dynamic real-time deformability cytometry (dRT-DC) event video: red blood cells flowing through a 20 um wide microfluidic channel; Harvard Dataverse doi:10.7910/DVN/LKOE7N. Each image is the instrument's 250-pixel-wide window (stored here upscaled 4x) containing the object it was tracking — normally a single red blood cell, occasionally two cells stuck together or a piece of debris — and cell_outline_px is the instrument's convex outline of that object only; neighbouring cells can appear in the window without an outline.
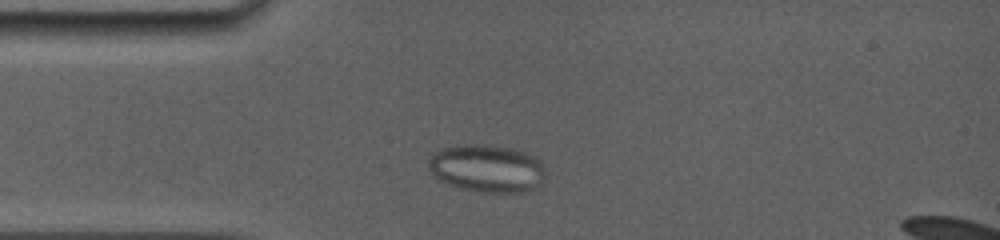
{"species": "common noctule bat (a hibernating species)", "species_latin": "Nyctalus noctula", "temperature_condition": "room temperature", "stored_images_in_passage": 93, "camera_frame_rate_fps": 5000, "um_per_image_px": 0.085, "animal": {"sex": "female", "body_mass_g": 19.0, "forearm_length_mm": 56.7}, "frame": {"image": 1, "passage_image": 11, "time_ms": 1.4, "image_size_px": [1000, 240], "cell_outline_px": [[544, 180], [532, 188], [524, 192], [480, 192], [464, 188], [440, 180], [432, 176], [428, 168], [428, 160], [436, 152], [444, 148], [456, 144], [492, 144], [512, 148], [536, 156], [540, 160], [544, 168]], "centroid_in_image_um": [41.39, 14.28], "position_along_channel_um": 43.6, "area_um2": 32.54}}
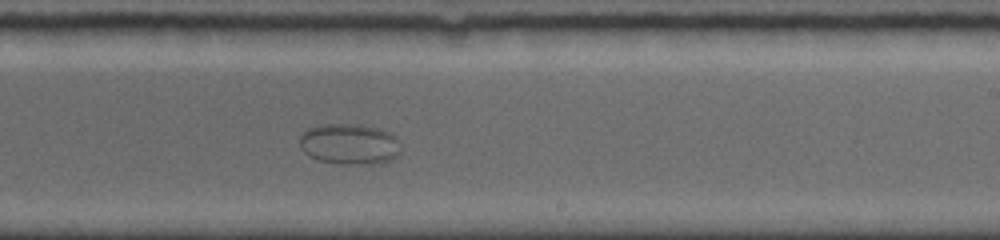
{"frame": {"image": 2, "passage_image": 56, "time_ms": 8.2, "image_size_px": [1000, 240], "cell_outline_px": [[400, 152], [392, 160], [380, 164], [344, 164], [316, 160], [308, 156], [300, 148], [300, 136], [308, 128], [328, 124], [352, 124], [376, 128], [392, 132], [396, 140]], "centroid_in_image_um": [29.69, 12.27], "position_along_channel_um": 259.3, "area_um2": 24.04}}
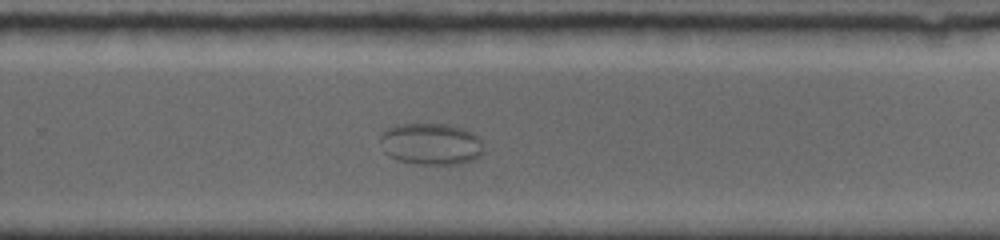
{"frame": {"image": 3, "passage_image": 63, "time_ms": 9.2, "image_size_px": [1000, 240], "cell_outline_px": [[480, 156], [472, 160], [456, 164], [420, 164], [400, 160], [388, 156], [384, 152], [380, 140], [380, 136], [388, 128], [396, 124], [448, 124], [464, 128], [472, 132], [480, 140]], "centroid_in_image_um": [36.59, 12.22], "position_along_channel_um": 293.2, "area_um2": 24.85}}